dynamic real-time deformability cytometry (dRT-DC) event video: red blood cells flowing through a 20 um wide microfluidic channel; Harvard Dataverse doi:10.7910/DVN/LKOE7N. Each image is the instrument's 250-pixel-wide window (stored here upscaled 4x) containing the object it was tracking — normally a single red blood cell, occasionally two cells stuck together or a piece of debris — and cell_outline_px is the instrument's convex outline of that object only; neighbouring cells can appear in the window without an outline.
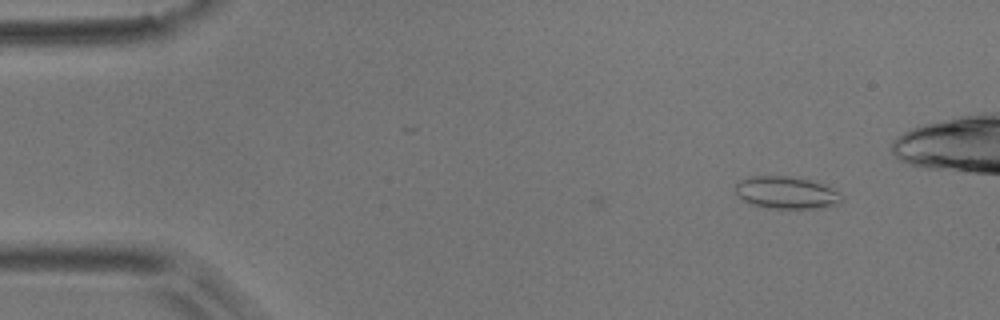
{"species": "common noctule bat (a hibernating species)", "species_latin": "Nyctalus noctula", "temperature_condition": "room temperature", "stored_images_in_passage": 3, "camera_frame_rate_fps": 3000, "um_per_image_px": 0.085, "animal": {"sex": "male", "body_mass_g": 17.9}, "frame": {"image": 1, "passage_image": 3, "time_ms": 0.667, "image_size_px": [1000, 320], "cell_outline_px": [[844, 200], [840, 204], [824, 208], [764, 208], [752, 204], [736, 196], [736, 184], [740, 180], [752, 176], [788, 176], [808, 180], [832, 188], [840, 192]], "centroid_in_image_um": [66.86, 16.39], "position_along_channel_um": 18.1, "area_um2": 20.06}}